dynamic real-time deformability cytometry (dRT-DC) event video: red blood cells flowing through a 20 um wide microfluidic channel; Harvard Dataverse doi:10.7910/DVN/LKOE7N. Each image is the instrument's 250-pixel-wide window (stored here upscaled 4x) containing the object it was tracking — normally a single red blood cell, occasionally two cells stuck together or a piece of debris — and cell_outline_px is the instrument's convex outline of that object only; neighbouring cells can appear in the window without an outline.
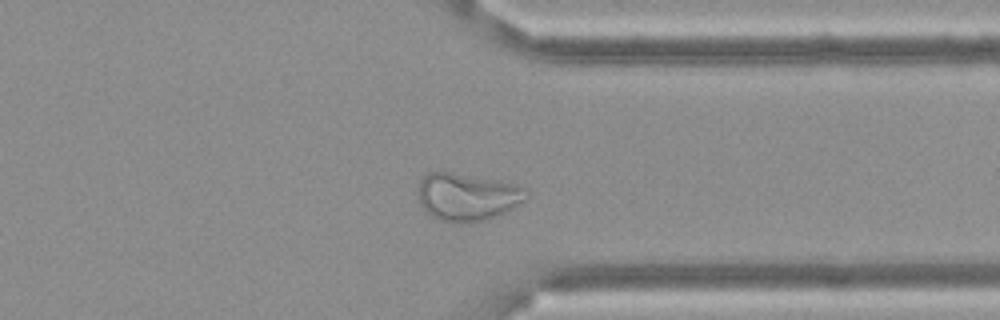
{"species": "Egyptian fruit bat (a non-hibernating species)", "species_latin": "Rousettus aegyptiacus", "temperature_condition": "cold", "stored_images_in_passage": 53, "camera_frame_rate_fps": 3000, "um_per_image_px": 0.085, "frame": {"image": 1, "passage_image": 40, "time_ms": 13.0, "image_size_px": [1000, 320], "cell_outline_px": [[528, 196], [524, 200], [512, 208], [492, 216], [480, 220], [460, 224], [444, 220], [432, 216], [420, 204], [416, 192], [420, 180], [428, 172], [452, 172], [520, 184], [528, 192]], "centroid_in_image_um": [39.69, 16.7], "position_along_channel_um": 371.7, "area_um2": 29.82}}
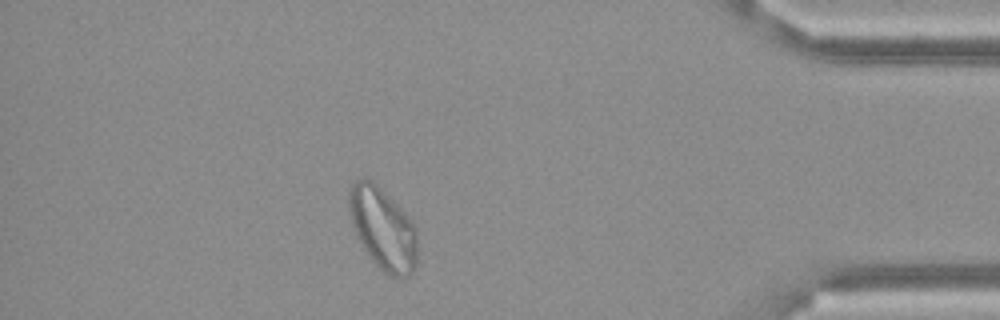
{"frame": {"image": 2, "passage_image": 46, "time_ms": 15.0, "image_size_px": [1000, 320], "cell_outline_px": [[416, 268], [408, 276], [388, 276], [368, 256], [352, 224], [348, 208], [348, 188], [360, 176], [364, 176], [372, 180], [416, 224]], "centroid_in_image_um": [32.53, 19.4], "position_along_channel_um": 402.7, "area_um2": 32.66}}